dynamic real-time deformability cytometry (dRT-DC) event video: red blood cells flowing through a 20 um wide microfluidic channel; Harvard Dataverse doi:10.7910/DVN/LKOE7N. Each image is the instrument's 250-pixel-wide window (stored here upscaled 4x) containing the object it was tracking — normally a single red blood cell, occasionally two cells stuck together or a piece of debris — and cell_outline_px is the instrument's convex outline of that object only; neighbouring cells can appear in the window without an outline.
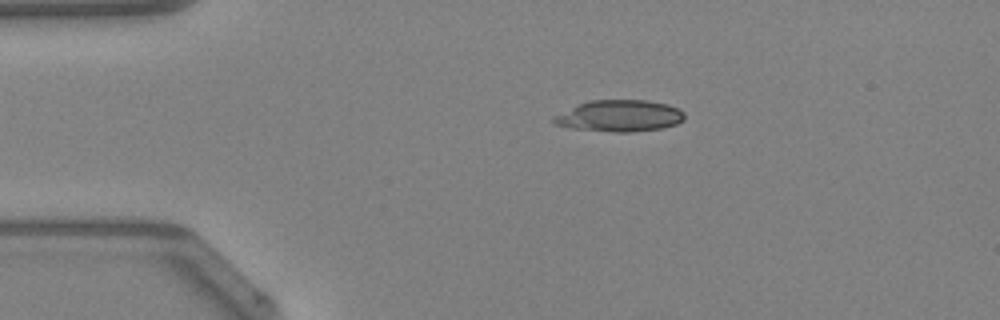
{"species": "Egyptian fruit bat (a non-hibernating species)", "species_latin": "Rousettus aegyptiacus", "temperature_condition": "warm", "stored_images_in_passage": 43, "camera_frame_rate_fps": 3000, "um_per_image_px": 0.085, "animal": {"sex": "female"}, "frame": {"image": 1, "passage_image": 5, "time_ms": 1.333, "image_size_px": [1000, 320], "cell_outline_px": [[684, 120], [676, 124], [664, 128], [632, 132], [616, 132], [572, 128], [552, 124], [552, 116], [588, 100], [644, 100], [668, 104], [684, 112]], "centroid_in_image_um": [52.65, 9.85], "position_along_channel_um": 32.4, "area_um2": 24.1}}
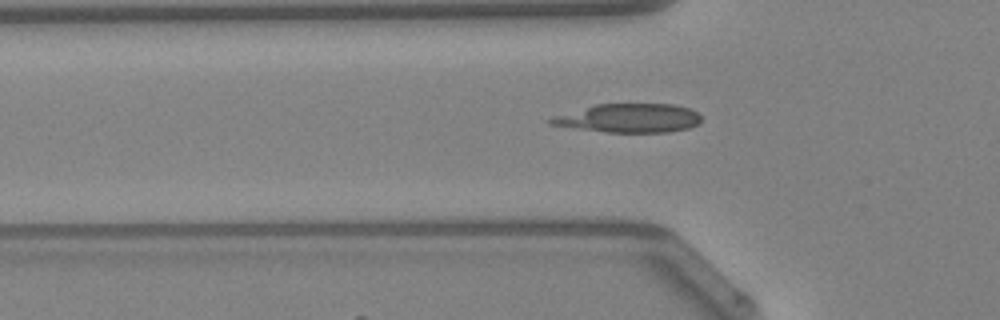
{"frame": {"image": 2, "passage_image": 11, "time_ms": 3.333, "image_size_px": [1000, 320], "cell_outline_px": [[700, 120], [696, 124], [688, 128], [668, 132], [608, 132], [548, 124], [548, 120], [552, 116], [596, 104], [672, 104], [688, 108], [696, 112], [700, 116]], "centroid_in_image_um": [53.44, 10.04], "position_along_channel_um": 72.4, "area_um2": 24.91}, "authors_computed_cell_mechanics": {"area_um2": 24.0448, "velocity_mm_per_s": 4.2909, "shape_relaxation_time_tau1_ms": 9.9604, "shape_relaxation_time_tau2_ms": 7.3214, "deformation_change_tau1": 0.1684, "deformation_change_tau2": 0.0519}}